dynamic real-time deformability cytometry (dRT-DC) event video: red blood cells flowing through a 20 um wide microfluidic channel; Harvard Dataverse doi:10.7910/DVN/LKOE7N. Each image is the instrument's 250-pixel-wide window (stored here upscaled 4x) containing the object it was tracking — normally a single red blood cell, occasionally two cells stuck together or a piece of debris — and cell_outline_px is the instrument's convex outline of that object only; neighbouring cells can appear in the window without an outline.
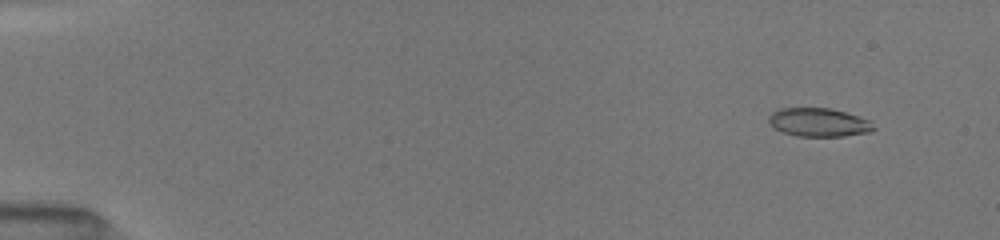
{"species": "common noctule bat (a hibernating species)", "species_latin": "Nyctalus noctula", "temperature_condition": "room temperature", "stored_images_in_passage": 21, "camera_frame_rate_fps": 3000, "um_per_image_px": 0.085, "animal": {"sex": "female", "body_mass_g": 19.5, "forearm_length_mm": 54.1}, "frame": {"image": 1, "passage_image": 2, "time_ms": 0.667, "image_size_px": [1000, 240], "cell_outline_px": [[876, 128], [872, 132], [844, 136], [796, 136], [784, 132], [768, 124], [768, 116], [772, 112], [780, 108], [832, 108], [872, 120]], "centroid_in_image_um": [69.63, 10.4], "position_along_channel_um": 15.4, "area_um2": 17.69}}
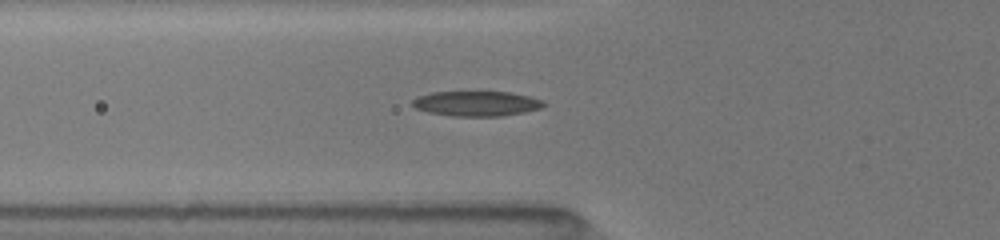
{"frame": {"image": 2, "passage_image": 16, "time_ms": 5.667, "image_size_px": [1000, 240], "cell_outline_px": [[544, 104], [540, 108], [524, 112], [500, 116], [452, 116], [428, 112], [416, 108], [412, 104], [412, 100], [420, 96], [432, 92], [512, 92], [544, 100]], "centroid_in_image_um": [40.51, 8.8], "position_along_channel_um": 85.3, "area_um2": 18.96}}
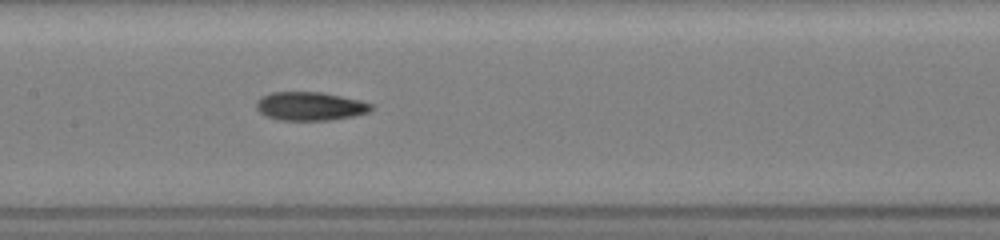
{"frame": {"image": 3, "passage_image": 21, "time_ms": 8.0, "image_size_px": [1000, 240], "cell_outline_px": [[376, 108], [368, 112], [352, 116], [332, 120], [280, 120], [268, 116], [260, 112], [256, 108], [256, 100], [260, 96], [272, 92], [320, 92], [360, 100], [372, 104]], "centroid_in_image_um": [26.36, 9.02], "position_along_channel_um": 181.0, "area_um2": 19.13}}